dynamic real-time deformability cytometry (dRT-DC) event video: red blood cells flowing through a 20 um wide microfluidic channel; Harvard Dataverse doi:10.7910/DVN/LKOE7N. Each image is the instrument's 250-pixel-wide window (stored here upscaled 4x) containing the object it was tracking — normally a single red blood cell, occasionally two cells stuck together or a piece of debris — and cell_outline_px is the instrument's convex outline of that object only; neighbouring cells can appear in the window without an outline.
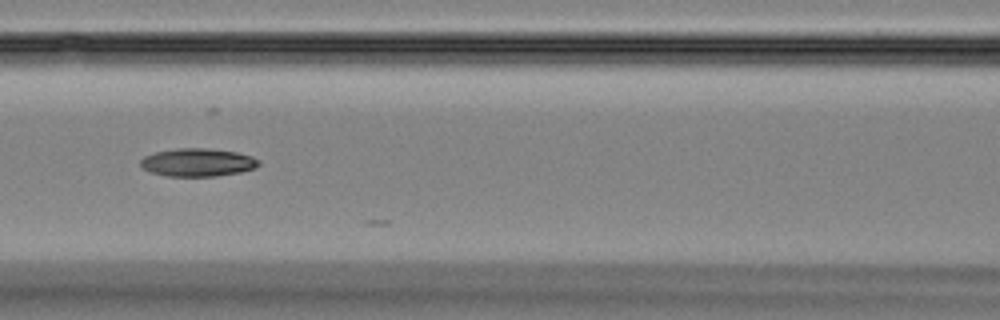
{"species": "Egyptian fruit bat (a non-hibernating species)", "species_latin": "Rousettus aegyptiacus", "temperature_condition": "room temperature", "stored_images_in_passage": 10, "camera_frame_rate_fps": 3000, "um_per_image_px": 0.085, "animal": {"sex": "female"}, "frame": {"image": 1, "passage_image": 6, "time_ms": 1.667, "image_size_px": [1000, 320], "cell_outline_px": [[260, 164], [256, 168], [240, 172], [216, 176], [168, 176], [152, 172], [144, 168], [140, 164], [140, 160], [144, 156], [156, 152], [176, 148], [208, 148], [236, 152], [252, 156], [260, 160]], "centroid_in_image_um": [16.84, 13.8], "position_along_channel_um": 149.8, "area_um2": 19.31}}
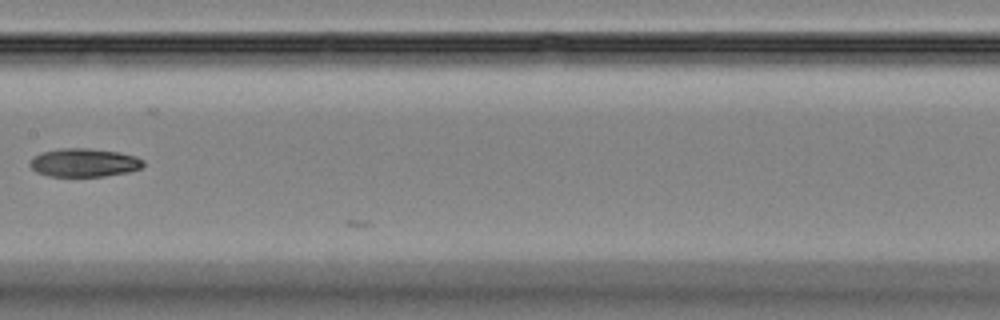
{"frame": {"image": 2, "passage_image": 7, "time_ms": 2.0, "image_size_px": [1000, 320], "cell_outline_px": [[144, 164], [140, 168], [128, 172], [104, 176], [48, 176], [36, 172], [28, 164], [32, 156], [40, 152], [60, 148], [88, 148], [120, 152], [136, 156], [144, 160]], "centroid_in_image_um": [7.11, 13.81], "position_along_channel_um": 200.3, "area_um2": 18.96}}
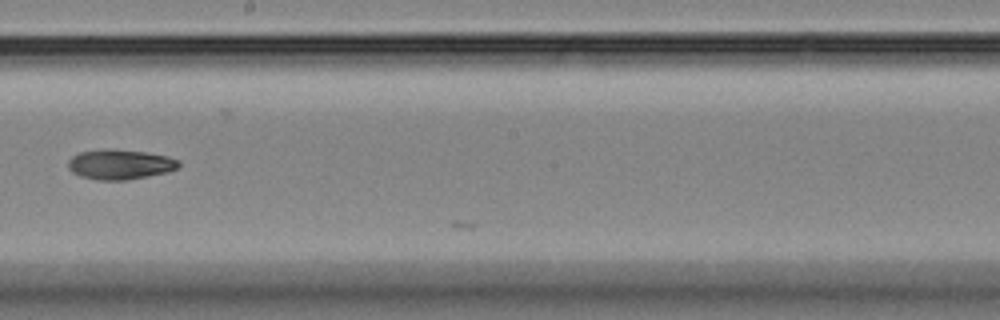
{"frame": {"image": 3, "passage_image": 8, "time_ms": 2.333, "image_size_px": [1000, 320], "cell_outline_px": [[180, 164], [176, 168], [168, 172], [128, 180], [96, 180], [80, 176], [72, 172], [68, 168], [68, 160], [72, 156], [80, 152], [144, 152], [168, 156], [180, 160]], "centroid_in_image_um": [10.23, 14.03], "position_along_channel_um": 238.0, "area_um2": 18.5}}